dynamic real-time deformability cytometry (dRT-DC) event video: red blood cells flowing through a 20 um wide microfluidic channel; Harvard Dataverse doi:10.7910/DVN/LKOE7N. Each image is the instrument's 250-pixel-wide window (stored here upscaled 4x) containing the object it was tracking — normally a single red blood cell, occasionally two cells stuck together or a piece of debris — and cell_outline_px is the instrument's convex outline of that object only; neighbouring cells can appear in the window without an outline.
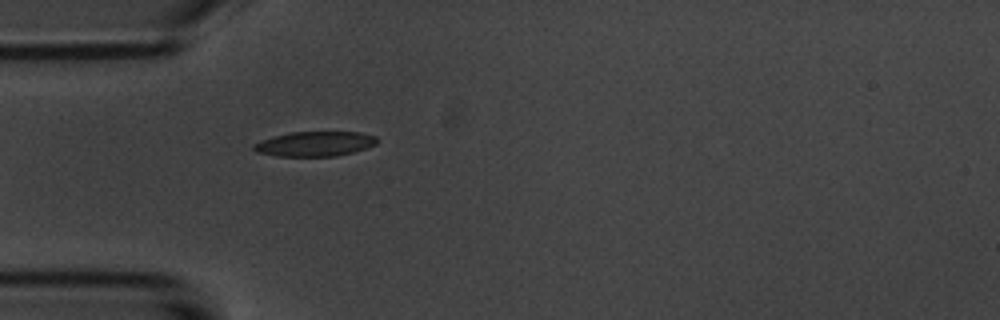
{"species": "common noctule bat (a hibernating species)", "species_latin": "Nyctalus noctula", "temperature_condition": "room temperature", "stored_images_in_passage": 1, "camera_frame_rate_fps": 3000, "um_per_image_px": 0.085, "animal": {"sex": "male", "body_mass_g": 20.1, "forearm_length_mm": 53.5}, "frame": {"image": 1, "passage_image": 1, "time_ms": 0.0, "image_size_px": [1000, 320], "cell_outline_px": [[380, 140], [376, 144], [352, 152], [336, 156], [276, 156], [256, 152], [252, 148], [252, 144], [260, 140], [272, 136], [292, 132], [360, 132], [376, 136]], "centroid_in_image_um": [26.73, 12.22], "position_along_channel_um": 58.3, "area_um2": 17.92}}